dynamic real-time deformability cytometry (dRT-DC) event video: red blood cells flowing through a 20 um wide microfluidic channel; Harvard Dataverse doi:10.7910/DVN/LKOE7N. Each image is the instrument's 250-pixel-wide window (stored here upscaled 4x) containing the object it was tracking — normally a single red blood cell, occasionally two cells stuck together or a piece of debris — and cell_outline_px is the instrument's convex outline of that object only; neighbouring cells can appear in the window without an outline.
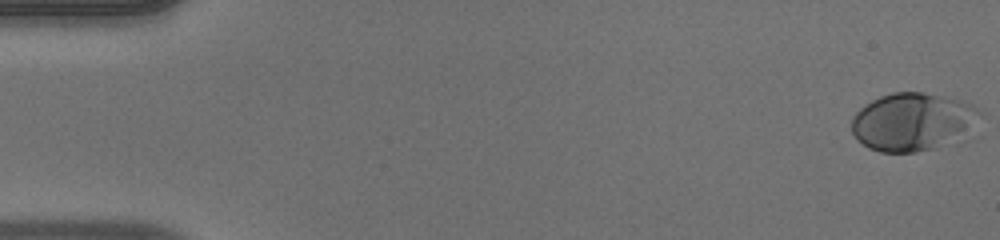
{"species": "human", "species_latin": "Homo sapiens", "temperature_condition": "warm", "stored_images_in_passage": 53, "camera_frame_rate_fps": 3000, "um_per_image_px": 0.085, "donor": {"sex": "male"}, "frame": {"image": 1, "passage_image": 1, "time_ms": 0.0, "image_size_px": [1000, 240], "cell_outline_px": [[980, 112], [936, 148], [916, 152], [880, 152], [868, 148], [856, 140], [852, 132], [852, 116], [860, 108], [872, 100], [880, 96], [892, 92], [920, 92], [960, 100], [972, 104]], "centroid_in_image_um": [77.33, 10.33], "position_along_channel_um": 7.7, "area_um2": 41.21}}
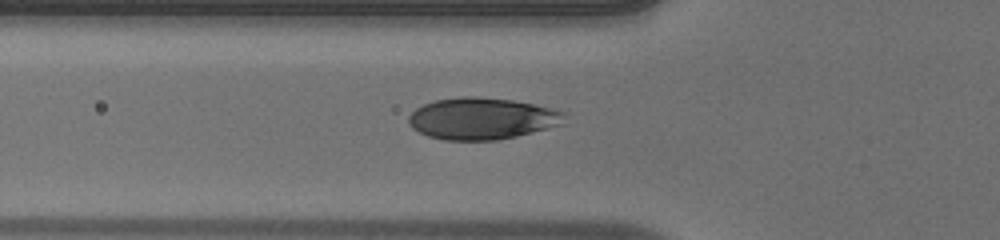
{"frame": {"image": 2, "passage_image": 19, "time_ms": 6.0, "image_size_px": [1000, 240], "cell_outline_px": [[568, 112], [564, 124], [516, 136], [496, 140], [444, 140], [428, 136], [412, 128], [408, 124], [408, 116], [416, 108], [424, 104], [436, 100], [464, 96], [476, 96], [512, 100], [532, 104]], "centroid_in_image_um": [40.98, 10.08], "position_along_channel_um": 84.8, "area_um2": 37.97}}
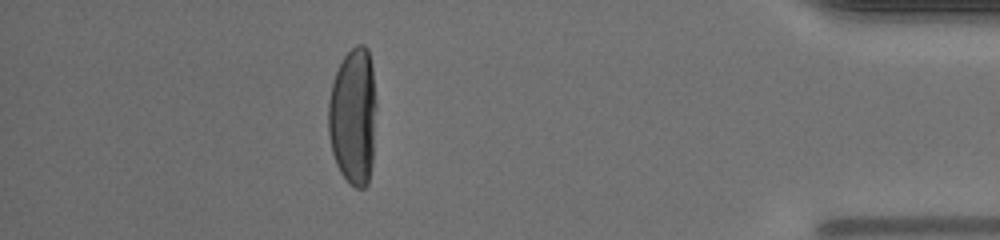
{"frame": {"image": 3, "passage_image": 47, "time_ms": 15.333, "image_size_px": [1000, 240], "cell_outline_px": [[376, 108], [372, 164], [368, 184], [364, 188], [356, 188], [340, 172], [336, 164], [332, 152], [328, 132], [328, 100], [332, 84], [336, 72], [344, 56], [356, 44], [364, 44], [368, 48], [372, 68], [376, 104]], "centroid_in_image_um": [30.02, 9.88], "position_along_channel_um": 405.2, "area_um2": 38.55}, "authors_computed_cell_mechanics": {"area_um2": 39.5352, "velocity_mm_per_s": 3.9108, "shape_relaxation_time_tau1_ms": 4.38, "shape_relaxation_time_tau2_ms": null, "deformation_change_tau1": 0.2359, "deformation_change_tau2": null}}